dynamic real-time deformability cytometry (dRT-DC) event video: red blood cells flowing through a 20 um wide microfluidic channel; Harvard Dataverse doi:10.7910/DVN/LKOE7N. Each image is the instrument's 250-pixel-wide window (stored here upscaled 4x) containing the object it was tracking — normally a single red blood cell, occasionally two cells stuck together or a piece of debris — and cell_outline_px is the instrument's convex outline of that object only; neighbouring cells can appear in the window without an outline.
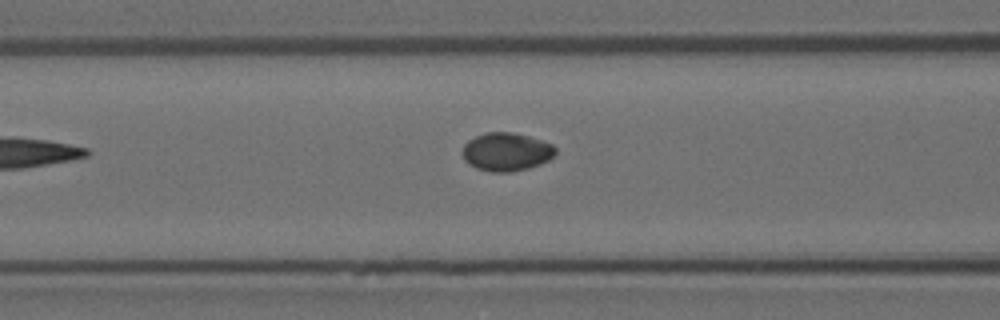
{"species": "Egyptian fruit bat (a non-hibernating species)", "species_latin": "Rousettus aegyptiacus", "temperature_condition": "room temperature", "stored_images_in_passage": 8, "camera_frame_rate_fps": 3000, "um_per_image_px": 0.085, "animal": {"sex": "female"}, "frame": {"image": 1, "passage_image": 7, "time_ms": 2.0, "image_size_px": [1000, 320], "cell_outline_px": [[556, 152], [548, 160], [540, 164], [528, 168], [512, 172], [488, 172], [476, 168], [468, 164], [464, 160], [460, 152], [464, 144], [468, 140], [484, 132], [512, 132], [528, 136], [552, 144], [556, 148]], "centroid_in_image_um": [42.99, 12.91], "position_along_channel_um": 123.6, "area_um2": 20.98}}
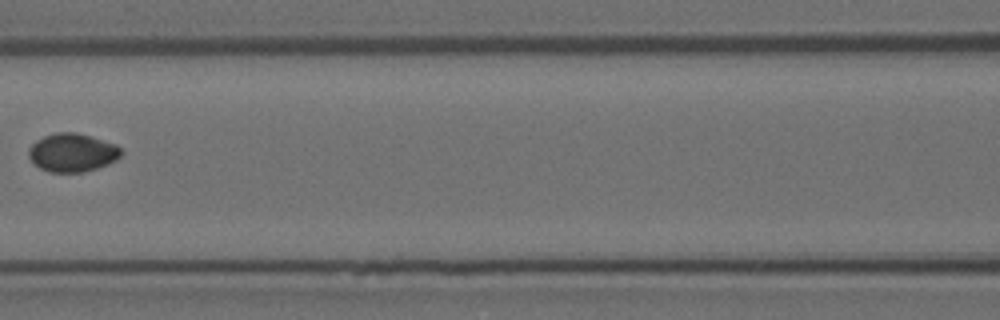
{"frame": {"image": 2, "passage_image": 8, "time_ms": 2.333, "image_size_px": [1000, 320], "cell_outline_px": [[124, 152], [116, 160], [108, 164], [84, 172], [48, 172], [40, 168], [28, 156], [28, 148], [36, 140], [44, 136], [56, 132], [76, 132], [116, 144]], "centroid_in_image_um": [6.15, 12.97], "position_along_channel_um": 160.5, "area_um2": 20.69}}